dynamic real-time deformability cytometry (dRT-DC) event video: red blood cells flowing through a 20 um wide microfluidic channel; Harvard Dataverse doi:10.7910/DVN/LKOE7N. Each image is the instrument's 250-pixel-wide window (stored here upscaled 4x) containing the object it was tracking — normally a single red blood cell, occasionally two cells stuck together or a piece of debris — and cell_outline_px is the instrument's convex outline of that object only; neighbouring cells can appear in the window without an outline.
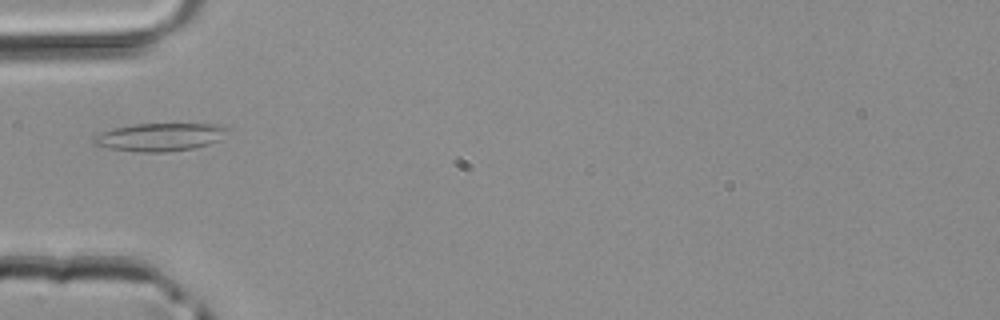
{"species": "common noctule bat (a hibernating species)", "species_latin": "Nyctalus noctula", "temperature_condition": "room temperature", "stored_images_in_passage": 2, "camera_frame_rate_fps": 3000, "um_per_image_px": 0.085, "animal": {"sex": "male", "body_mass_g": 20.4}, "frame": {"image": 1, "passage_image": 1, "time_ms": 0.0, "image_size_px": [1000, 320], "cell_outline_px": [[232, 128], [220, 140], [208, 144], [192, 148], [164, 152], [140, 152], [108, 148], [96, 144], [92, 140], [96, 136], [112, 128], [132, 124], [216, 124]], "centroid_in_image_um": [13.65, 11.64], "position_along_channel_um": 71.3, "area_um2": 21.68}}
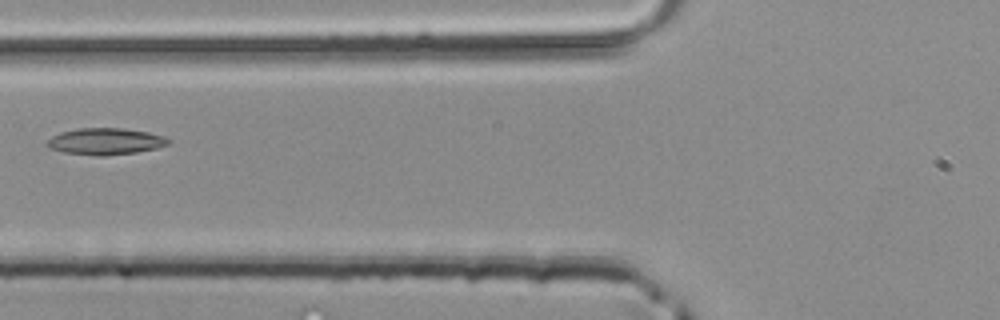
{"frame": {"image": 2, "passage_image": 2, "time_ms": 0.333, "image_size_px": [1000, 320], "cell_outline_px": [[172, 144], [156, 148], [136, 152], [104, 156], [100, 156], [64, 152], [52, 148], [48, 144], [48, 140], [52, 136], [60, 132], [80, 128], [124, 128], [148, 132], [164, 136], [172, 140]], "centroid_in_image_um": [9.04, 12.01], "position_along_channel_um": 116.8, "area_um2": 18.73}}